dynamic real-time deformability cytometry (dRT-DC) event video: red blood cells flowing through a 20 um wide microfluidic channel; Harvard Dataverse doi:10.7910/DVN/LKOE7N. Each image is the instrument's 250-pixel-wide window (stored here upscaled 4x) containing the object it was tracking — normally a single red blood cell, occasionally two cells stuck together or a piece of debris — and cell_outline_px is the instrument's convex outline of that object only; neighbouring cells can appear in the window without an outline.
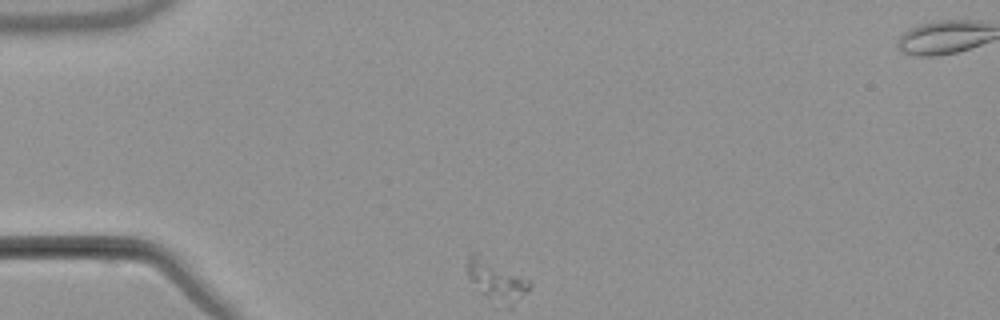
{"species": "common noctule bat (a hibernating species)", "species_latin": "Nyctalus noctula", "temperature_condition": "warm", "stored_images_in_passage": 3, "camera_frame_rate_fps": 3000, "um_per_image_px": 0.085, "animal": {"sex": "male", "body_mass_g": 21.5, "forearm_length_mm": 52.0}, "frame": {"image": 1, "passage_image": 1, "time_ms": 0.0, "image_size_px": [1000, 320], "cell_outline_px": [[532, 288], [516, 296], [480, 292], [468, 280], [468, 256], [472, 252], [476, 252], [528, 280], [532, 284]], "centroid_in_image_um": [42.05, 23.57], "position_along_channel_um": 42.9, "area_um2": 12.31}}